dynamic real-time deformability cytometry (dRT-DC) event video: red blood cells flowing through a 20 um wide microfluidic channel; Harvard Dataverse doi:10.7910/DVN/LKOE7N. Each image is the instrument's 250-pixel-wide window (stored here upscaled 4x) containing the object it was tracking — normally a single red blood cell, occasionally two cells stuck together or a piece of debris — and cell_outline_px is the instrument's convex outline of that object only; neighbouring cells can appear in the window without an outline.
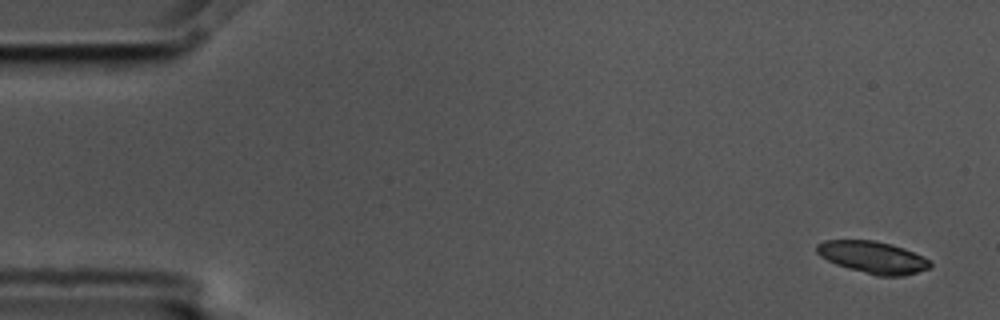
{"species": "common noctule bat (a hibernating species)", "species_latin": "Nyctalus noctula", "temperature_condition": "cold", "stored_images_in_passage": 5, "segment_of_instrument_passage": [1, 2], "camera_frame_rate_fps": 3000, "um_per_image_px": 0.085, "animal": {"sex": "male", "body_mass_g": 17.5, "forearm_length_mm": 52.3}, "frame": {"image": 1, "passage_image": 1, "time_ms": 0.0, "image_size_px": [1000, 320], "cell_outline_px": [[932, 268], [904, 276], [876, 276], [848, 268], [836, 264], [820, 256], [816, 252], [816, 244], [824, 240], [872, 240], [892, 244], [904, 248], [928, 260], [932, 264]], "centroid_in_image_um": [74.18, 21.87], "position_along_channel_um": 10.8, "area_um2": 21.21}}
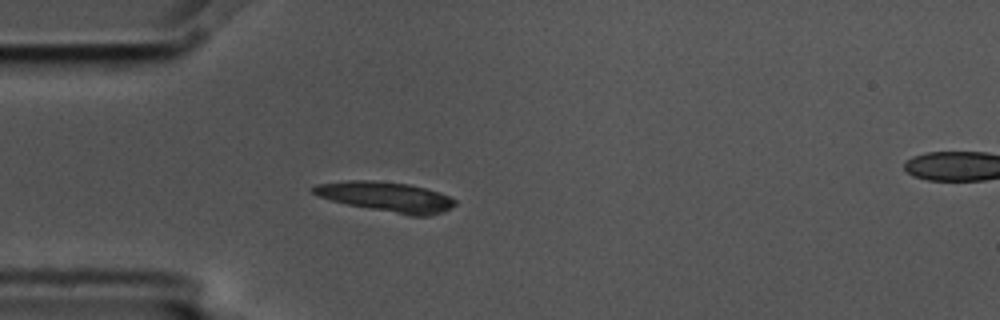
{"frame": {"image": 2, "passage_image": 4, "time_ms": 1.0, "image_size_px": [1000, 320], "cell_outline_px": [[456, 204], [444, 212], [428, 216], [408, 216], [348, 204], [332, 200], [320, 196], [312, 192], [312, 188], [316, 184], [348, 180], [372, 180], [408, 184], [440, 192], [456, 200]], "centroid_in_image_um": [32.87, 16.73], "position_along_channel_um": 52.1, "area_um2": 24.62}}